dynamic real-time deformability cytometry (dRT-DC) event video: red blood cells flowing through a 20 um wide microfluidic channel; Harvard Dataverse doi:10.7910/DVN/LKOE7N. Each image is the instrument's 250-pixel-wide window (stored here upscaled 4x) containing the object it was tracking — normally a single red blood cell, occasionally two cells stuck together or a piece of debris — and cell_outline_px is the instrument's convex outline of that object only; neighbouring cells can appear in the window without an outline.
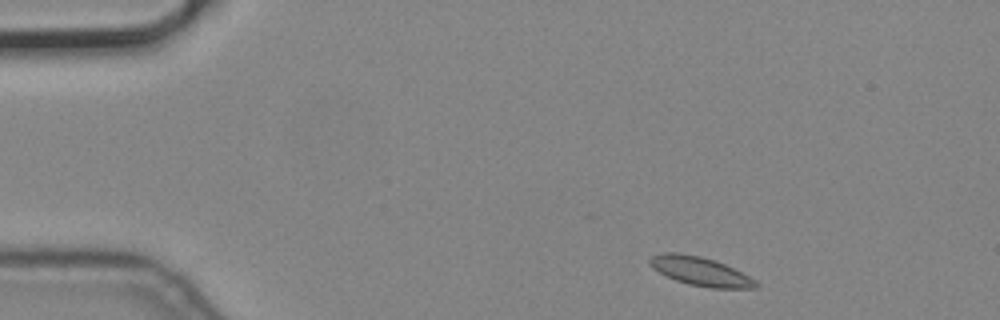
{"species": "common noctule bat (a hibernating species)", "species_latin": "Nyctalus noctula", "temperature_condition": "cold", "stored_images_in_passage": 52, "camera_frame_rate_fps": 3000, "um_per_image_px": 0.085, "animal": {"sex": "male", "body_mass_g": 19.2, "forearm_length_mm": 51.8}, "frame": {"image": 1, "passage_image": 3, "time_ms": 0.667, "image_size_px": [1000, 320], "cell_outline_px": [[760, 284], [756, 288], [708, 288], [688, 284], [676, 280], [652, 268], [648, 264], [648, 260], [652, 256], [664, 252], [676, 252], [700, 256], [724, 264], [756, 280]], "centroid_in_image_um": [59.51, 23.06], "position_along_channel_um": 25.5, "area_um2": 17.63}}
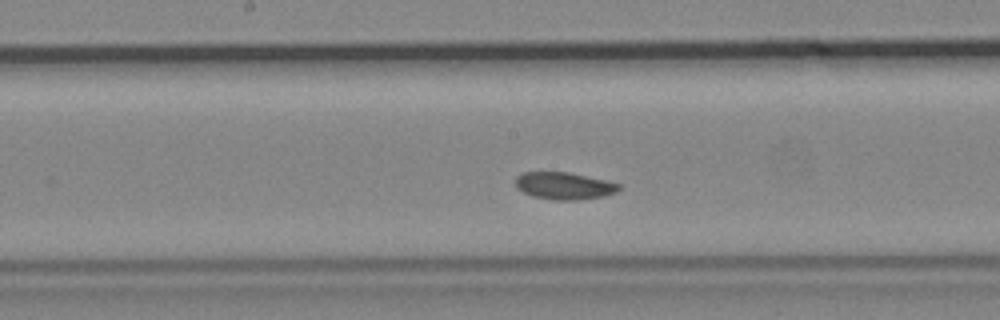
{"frame": {"image": 2, "passage_image": 24, "time_ms": 7.667, "image_size_px": [1000, 320], "cell_outline_px": [[620, 188], [616, 192], [604, 196], [580, 200], [552, 200], [532, 196], [516, 188], [516, 176], [524, 172], [568, 172], [604, 180], [620, 184]], "centroid_in_image_um": [47.93, 15.8], "position_along_channel_um": 200.3, "area_um2": 16.36}}
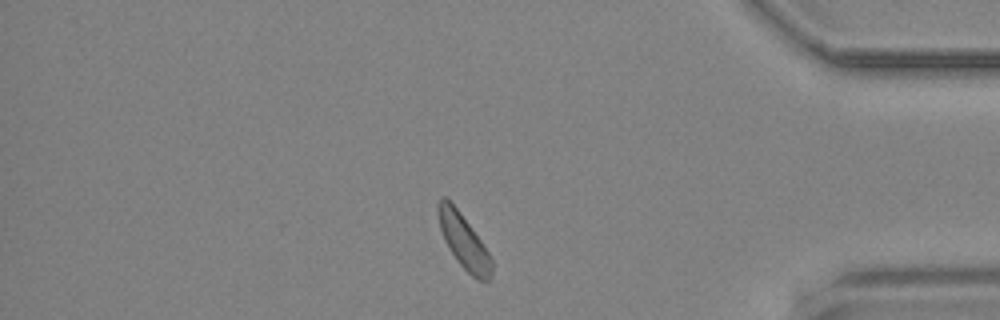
{"frame": {"image": 3, "passage_image": 43, "time_ms": 14.0, "image_size_px": [1000, 320], "cell_outline_px": [[492, 276], [488, 280], [476, 280], [456, 260], [448, 248], [444, 240], [440, 228], [436, 212], [436, 204], [440, 196], [444, 196], [460, 212], [472, 228], [488, 252], [492, 260]], "centroid_in_image_um": [39.38, 20.49], "position_along_channel_um": 395.8, "area_um2": 16.94}}